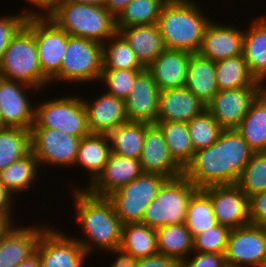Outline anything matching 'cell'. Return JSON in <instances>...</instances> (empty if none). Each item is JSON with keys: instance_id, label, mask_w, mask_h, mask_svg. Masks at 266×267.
I'll list each match as a JSON object with an SVG mask.
<instances>
[{"instance_id": "1", "label": "cell", "mask_w": 266, "mask_h": 267, "mask_svg": "<svg viewBox=\"0 0 266 267\" xmlns=\"http://www.w3.org/2000/svg\"><path fill=\"white\" fill-rule=\"evenodd\" d=\"M75 216L84 239H75L88 255L98 249L118 248L122 226L111 201L107 197L92 195L84 188L74 189ZM86 239V240H85ZM96 249V250H94Z\"/></svg>"}, {"instance_id": "2", "label": "cell", "mask_w": 266, "mask_h": 267, "mask_svg": "<svg viewBox=\"0 0 266 267\" xmlns=\"http://www.w3.org/2000/svg\"><path fill=\"white\" fill-rule=\"evenodd\" d=\"M199 7L193 0L164 3L157 25L165 48L192 54L199 51L205 29L211 21Z\"/></svg>"}, {"instance_id": "3", "label": "cell", "mask_w": 266, "mask_h": 267, "mask_svg": "<svg viewBox=\"0 0 266 267\" xmlns=\"http://www.w3.org/2000/svg\"><path fill=\"white\" fill-rule=\"evenodd\" d=\"M47 16L67 34L100 44L117 32L115 17L104 6L55 0Z\"/></svg>"}, {"instance_id": "4", "label": "cell", "mask_w": 266, "mask_h": 267, "mask_svg": "<svg viewBox=\"0 0 266 267\" xmlns=\"http://www.w3.org/2000/svg\"><path fill=\"white\" fill-rule=\"evenodd\" d=\"M0 77L25 83L37 91L50 85L41 72L34 35L25 25L11 39L2 55Z\"/></svg>"}, {"instance_id": "5", "label": "cell", "mask_w": 266, "mask_h": 267, "mask_svg": "<svg viewBox=\"0 0 266 267\" xmlns=\"http://www.w3.org/2000/svg\"><path fill=\"white\" fill-rule=\"evenodd\" d=\"M197 190L184 175L168 178L146 206L141 223L154 229L185 223L189 199Z\"/></svg>"}, {"instance_id": "6", "label": "cell", "mask_w": 266, "mask_h": 267, "mask_svg": "<svg viewBox=\"0 0 266 267\" xmlns=\"http://www.w3.org/2000/svg\"><path fill=\"white\" fill-rule=\"evenodd\" d=\"M103 70L102 44L68 34V45L60 72L50 81L69 83L99 81Z\"/></svg>"}, {"instance_id": "7", "label": "cell", "mask_w": 266, "mask_h": 267, "mask_svg": "<svg viewBox=\"0 0 266 267\" xmlns=\"http://www.w3.org/2000/svg\"><path fill=\"white\" fill-rule=\"evenodd\" d=\"M31 128H51L83 138L90 132L87 111L82 97L60 96L35 106V120Z\"/></svg>"}, {"instance_id": "8", "label": "cell", "mask_w": 266, "mask_h": 267, "mask_svg": "<svg viewBox=\"0 0 266 267\" xmlns=\"http://www.w3.org/2000/svg\"><path fill=\"white\" fill-rule=\"evenodd\" d=\"M167 179L159 174L142 173L129 184L108 195L107 198L121 223H141L146 206L157 197Z\"/></svg>"}, {"instance_id": "9", "label": "cell", "mask_w": 266, "mask_h": 267, "mask_svg": "<svg viewBox=\"0 0 266 267\" xmlns=\"http://www.w3.org/2000/svg\"><path fill=\"white\" fill-rule=\"evenodd\" d=\"M25 26L34 35L41 72L51 81L60 72L68 34L47 15L28 16Z\"/></svg>"}, {"instance_id": "10", "label": "cell", "mask_w": 266, "mask_h": 267, "mask_svg": "<svg viewBox=\"0 0 266 267\" xmlns=\"http://www.w3.org/2000/svg\"><path fill=\"white\" fill-rule=\"evenodd\" d=\"M31 152L42 167L74 166L81 138L51 128H31Z\"/></svg>"}, {"instance_id": "11", "label": "cell", "mask_w": 266, "mask_h": 267, "mask_svg": "<svg viewBox=\"0 0 266 267\" xmlns=\"http://www.w3.org/2000/svg\"><path fill=\"white\" fill-rule=\"evenodd\" d=\"M61 230L47 227L40 235L36 250L40 267H83L85 249Z\"/></svg>"}, {"instance_id": "12", "label": "cell", "mask_w": 266, "mask_h": 267, "mask_svg": "<svg viewBox=\"0 0 266 267\" xmlns=\"http://www.w3.org/2000/svg\"><path fill=\"white\" fill-rule=\"evenodd\" d=\"M266 252V226L231 229L225 259L230 267H260Z\"/></svg>"}, {"instance_id": "13", "label": "cell", "mask_w": 266, "mask_h": 267, "mask_svg": "<svg viewBox=\"0 0 266 267\" xmlns=\"http://www.w3.org/2000/svg\"><path fill=\"white\" fill-rule=\"evenodd\" d=\"M211 200L217 224L230 230L250 225L249 197L237 184L201 189Z\"/></svg>"}, {"instance_id": "14", "label": "cell", "mask_w": 266, "mask_h": 267, "mask_svg": "<svg viewBox=\"0 0 266 267\" xmlns=\"http://www.w3.org/2000/svg\"><path fill=\"white\" fill-rule=\"evenodd\" d=\"M183 175L198 189L226 185L224 130L216 142L194 153L191 162L183 170Z\"/></svg>"}, {"instance_id": "15", "label": "cell", "mask_w": 266, "mask_h": 267, "mask_svg": "<svg viewBox=\"0 0 266 267\" xmlns=\"http://www.w3.org/2000/svg\"><path fill=\"white\" fill-rule=\"evenodd\" d=\"M264 87H241L219 90L206 104V109L223 130L237 129L252 102Z\"/></svg>"}, {"instance_id": "16", "label": "cell", "mask_w": 266, "mask_h": 267, "mask_svg": "<svg viewBox=\"0 0 266 267\" xmlns=\"http://www.w3.org/2000/svg\"><path fill=\"white\" fill-rule=\"evenodd\" d=\"M26 89L36 88L22 82L0 77L1 127H18L31 130L35 120V105H31Z\"/></svg>"}, {"instance_id": "17", "label": "cell", "mask_w": 266, "mask_h": 267, "mask_svg": "<svg viewBox=\"0 0 266 267\" xmlns=\"http://www.w3.org/2000/svg\"><path fill=\"white\" fill-rule=\"evenodd\" d=\"M160 90L152 75L145 69L135 79L132 91L125 99L128 121L156 124Z\"/></svg>"}, {"instance_id": "18", "label": "cell", "mask_w": 266, "mask_h": 267, "mask_svg": "<svg viewBox=\"0 0 266 267\" xmlns=\"http://www.w3.org/2000/svg\"><path fill=\"white\" fill-rule=\"evenodd\" d=\"M139 161L143 173L159 174L167 178L183 175V169L170 155L163 132L157 124H149L145 129Z\"/></svg>"}, {"instance_id": "19", "label": "cell", "mask_w": 266, "mask_h": 267, "mask_svg": "<svg viewBox=\"0 0 266 267\" xmlns=\"http://www.w3.org/2000/svg\"><path fill=\"white\" fill-rule=\"evenodd\" d=\"M143 173L140 161L111 152L108 162L85 189L92 195L107 197ZM88 187V188H87Z\"/></svg>"}, {"instance_id": "20", "label": "cell", "mask_w": 266, "mask_h": 267, "mask_svg": "<svg viewBox=\"0 0 266 267\" xmlns=\"http://www.w3.org/2000/svg\"><path fill=\"white\" fill-rule=\"evenodd\" d=\"M244 30L234 26L210 21L207 25L199 51L200 56L213 62L242 54Z\"/></svg>"}, {"instance_id": "21", "label": "cell", "mask_w": 266, "mask_h": 267, "mask_svg": "<svg viewBox=\"0 0 266 267\" xmlns=\"http://www.w3.org/2000/svg\"><path fill=\"white\" fill-rule=\"evenodd\" d=\"M42 226H11L0 237V267H17L31 257L41 233L47 228Z\"/></svg>"}, {"instance_id": "22", "label": "cell", "mask_w": 266, "mask_h": 267, "mask_svg": "<svg viewBox=\"0 0 266 267\" xmlns=\"http://www.w3.org/2000/svg\"><path fill=\"white\" fill-rule=\"evenodd\" d=\"M87 111V127L90 133L109 134L117 126L128 122L125 111V100L108 93L91 101L84 99Z\"/></svg>"}, {"instance_id": "23", "label": "cell", "mask_w": 266, "mask_h": 267, "mask_svg": "<svg viewBox=\"0 0 266 267\" xmlns=\"http://www.w3.org/2000/svg\"><path fill=\"white\" fill-rule=\"evenodd\" d=\"M206 110V104L185 86L160 91L157 122H185Z\"/></svg>"}, {"instance_id": "24", "label": "cell", "mask_w": 266, "mask_h": 267, "mask_svg": "<svg viewBox=\"0 0 266 267\" xmlns=\"http://www.w3.org/2000/svg\"><path fill=\"white\" fill-rule=\"evenodd\" d=\"M191 54L183 50L166 48L146 68L160 91L185 86Z\"/></svg>"}, {"instance_id": "25", "label": "cell", "mask_w": 266, "mask_h": 267, "mask_svg": "<svg viewBox=\"0 0 266 267\" xmlns=\"http://www.w3.org/2000/svg\"><path fill=\"white\" fill-rule=\"evenodd\" d=\"M130 45L140 63L147 68L166 48L159 27L132 25L117 31Z\"/></svg>"}, {"instance_id": "26", "label": "cell", "mask_w": 266, "mask_h": 267, "mask_svg": "<svg viewBox=\"0 0 266 267\" xmlns=\"http://www.w3.org/2000/svg\"><path fill=\"white\" fill-rule=\"evenodd\" d=\"M242 55L251 75L258 82L266 83V19L263 16L256 17L244 30Z\"/></svg>"}, {"instance_id": "27", "label": "cell", "mask_w": 266, "mask_h": 267, "mask_svg": "<svg viewBox=\"0 0 266 267\" xmlns=\"http://www.w3.org/2000/svg\"><path fill=\"white\" fill-rule=\"evenodd\" d=\"M185 87L207 104L219 91L215 62L200 56L198 53L191 54Z\"/></svg>"}, {"instance_id": "28", "label": "cell", "mask_w": 266, "mask_h": 267, "mask_svg": "<svg viewBox=\"0 0 266 267\" xmlns=\"http://www.w3.org/2000/svg\"><path fill=\"white\" fill-rule=\"evenodd\" d=\"M111 154L110 140L107 134L89 133L81 138L75 165L87 169L91 184L101 173Z\"/></svg>"}, {"instance_id": "29", "label": "cell", "mask_w": 266, "mask_h": 267, "mask_svg": "<svg viewBox=\"0 0 266 267\" xmlns=\"http://www.w3.org/2000/svg\"><path fill=\"white\" fill-rule=\"evenodd\" d=\"M237 131L254 152H266V90L252 102Z\"/></svg>"}, {"instance_id": "30", "label": "cell", "mask_w": 266, "mask_h": 267, "mask_svg": "<svg viewBox=\"0 0 266 267\" xmlns=\"http://www.w3.org/2000/svg\"><path fill=\"white\" fill-rule=\"evenodd\" d=\"M158 254L176 258L182 263L193 252V236L185 223L156 229Z\"/></svg>"}, {"instance_id": "31", "label": "cell", "mask_w": 266, "mask_h": 267, "mask_svg": "<svg viewBox=\"0 0 266 267\" xmlns=\"http://www.w3.org/2000/svg\"><path fill=\"white\" fill-rule=\"evenodd\" d=\"M253 153L237 129L224 130L226 185L237 184Z\"/></svg>"}, {"instance_id": "32", "label": "cell", "mask_w": 266, "mask_h": 267, "mask_svg": "<svg viewBox=\"0 0 266 267\" xmlns=\"http://www.w3.org/2000/svg\"><path fill=\"white\" fill-rule=\"evenodd\" d=\"M148 123L128 121L117 126L108 134L111 152L139 160L144 145L145 129Z\"/></svg>"}, {"instance_id": "33", "label": "cell", "mask_w": 266, "mask_h": 267, "mask_svg": "<svg viewBox=\"0 0 266 267\" xmlns=\"http://www.w3.org/2000/svg\"><path fill=\"white\" fill-rule=\"evenodd\" d=\"M215 70L219 90L265 87L251 75L242 54L215 62Z\"/></svg>"}, {"instance_id": "34", "label": "cell", "mask_w": 266, "mask_h": 267, "mask_svg": "<svg viewBox=\"0 0 266 267\" xmlns=\"http://www.w3.org/2000/svg\"><path fill=\"white\" fill-rule=\"evenodd\" d=\"M121 249L137 259L158 254L156 229L142 223H128L122 226Z\"/></svg>"}, {"instance_id": "35", "label": "cell", "mask_w": 266, "mask_h": 267, "mask_svg": "<svg viewBox=\"0 0 266 267\" xmlns=\"http://www.w3.org/2000/svg\"><path fill=\"white\" fill-rule=\"evenodd\" d=\"M163 132L170 155L184 170L194 156L189 129L185 122H156Z\"/></svg>"}, {"instance_id": "36", "label": "cell", "mask_w": 266, "mask_h": 267, "mask_svg": "<svg viewBox=\"0 0 266 267\" xmlns=\"http://www.w3.org/2000/svg\"><path fill=\"white\" fill-rule=\"evenodd\" d=\"M39 161L30 152L24 158L0 171V182L14 195L24 192L36 182Z\"/></svg>"}, {"instance_id": "37", "label": "cell", "mask_w": 266, "mask_h": 267, "mask_svg": "<svg viewBox=\"0 0 266 267\" xmlns=\"http://www.w3.org/2000/svg\"><path fill=\"white\" fill-rule=\"evenodd\" d=\"M31 152L30 130L0 127V171Z\"/></svg>"}, {"instance_id": "38", "label": "cell", "mask_w": 266, "mask_h": 267, "mask_svg": "<svg viewBox=\"0 0 266 267\" xmlns=\"http://www.w3.org/2000/svg\"><path fill=\"white\" fill-rule=\"evenodd\" d=\"M102 44L103 70H145L125 39L116 32ZM111 42V43H110ZM110 44V45H109Z\"/></svg>"}, {"instance_id": "39", "label": "cell", "mask_w": 266, "mask_h": 267, "mask_svg": "<svg viewBox=\"0 0 266 267\" xmlns=\"http://www.w3.org/2000/svg\"><path fill=\"white\" fill-rule=\"evenodd\" d=\"M165 2V0H132L115 17L116 30L132 25L156 24Z\"/></svg>"}, {"instance_id": "40", "label": "cell", "mask_w": 266, "mask_h": 267, "mask_svg": "<svg viewBox=\"0 0 266 267\" xmlns=\"http://www.w3.org/2000/svg\"><path fill=\"white\" fill-rule=\"evenodd\" d=\"M185 224L193 237L217 225L211 200L201 189L189 199Z\"/></svg>"}, {"instance_id": "41", "label": "cell", "mask_w": 266, "mask_h": 267, "mask_svg": "<svg viewBox=\"0 0 266 267\" xmlns=\"http://www.w3.org/2000/svg\"><path fill=\"white\" fill-rule=\"evenodd\" d=\"M237 185L248 196L266 191V152H254Z\"/></svg>"}, {"instance_id": "42", "label": "cell", "mask_w": 266, "mask_h": 267, "mask_svg": "<svg viewBox=\"0 0 266 267\" xmlns=\"http://www.w3.org/2000/svg\"><path fill=\"white\" fill-rule=\"evenodd\" d=\"M187 126L195 152L216 142L223 130L207 109L189 121Z\"/></svg>"}, {"instance_id": "43", "label": "cell", "mask_w": 266, "mask_h": 267, "mask_svg": "<svg viewBox=\"0 0 266 267\" xmlns=\"http://www.w3.org/2000/svg\"><path fill=\"white\" fill-rule=\"evenodd\" d=\"M143 70H102L99 81L105 83L107 92L117 98L125 100L132 91V86L136 77Z\"/></svg>"}, {"instance_id": "44", "label": "cell", "mask_w": 266, "mask_h": 267, "mask_svg": "<svg viewBox=\"0 0 266 267\" xmlns=\"http://www.w3.org/2000/svg\"><path fill=\"white\" fill-rule=\"evenodd\" d=\"M230 229L217 224L193 237V251L225 254Z\"/></svg>"}, {"instance_id": "45", "label": "cell", "mask_w": 266, "mask_h": 267, "mask_svg": "<svg viewBox=\"0 0 266 267\" xmlns=\"http://www.w3.org/2000/svg\"><path fill=\"white\" fill-rule=\"evenodd\" d=\"M21 14L3 16L0 18V60L5 50L7 49L11 39L18 33V31L25 25L27 17L31 15H42L41 12L38 13L34 10L25 9ZM31 11V12H29ZM35 12V13H34Z\"/></svg>"}, {"instance_id": "46", "label": "cell", "mask_w": 266, "mask_h": 267, "mask_svg": "<svg viewBox=\"0 0 266 267\" xmlns=\"http://www.w3.org/2000/svg\"><path fill=\"white\" fill-rule=\"evenodd\" d=\"M191 258L187 257L181 267H227L224 254L196 252Z\"/></svg>"}, {"instance_id": "47", "label": "cell", "mask_w": 266, "mask_h": 267, "mask_svg": "<svg viewBox=\"0 0 266 267\" xmlns=\"http://www.w3.org/2000/svg\"><path fill=\"white\" fill-rule=\"evenodd\" d=\"M249 217L252 225L266 226V191L249 197Z\"/></svg>"}, {"instance_id": "48", "label": "cell", "mask_w": 266, "mask_h": 267, "mask_svg": "<svg viewBox=\"0 0 266 267\" xmlns=\"http://www.w3.org/2000/svg\"><path fill=\"white\" fill-rule=\"evenodd\" d=\"M138 267H181V263L176 258L156 254L138 259Z\"/></svg>"}, {"instance_id": "49", "label": "cell", "mask_w": 266, "mask_h": 267, "mask_svg": "<svg viewBox=\"0 0 266 267\" xmlns=\"http://www.w3.org/2000/svg\"><path fill=\"white\" fill-rule=\"evenodd\" d=\"M13 195L1 182H0V215L4 216L11 224L14 225V218L12 216L11 208L13 201ZM13 222V223H12Z\"/></svg>"}, {"instance_id": "50", "label": "cell", "mask_w": 266, "mask_h": 267, "mask_svg": "<svg viewBox=\"0 0 266 267\" xmlns=\"http://www.w3.org/2000/svg\"><path fill=\"white\" fill-rule=\"evenodd\" d=\"M107 252L118 255L115 261H112L111 267H138V259L120 247L107 250Z\"/></svg>"}, {"instance_id": "51", "label": "cell", "mask_w": 266, "mask_h": 267, "mask_svg": "<svg viewBox=\"0 0 266 267\" xmlns=\"http://www.w3.org/2000/svg\"><path fill=\"white\" fill-rule=\"evenodd\" d=\"M132 0H105L104 7L116 17Z\"/></svg>"}, {"instance_id": "52", "label": "cell", "mask_w": 266, "mask_h": 267, "mask_svg": "<svg viewBox=\"0 0 266 267\" xmlns=\"http://www.w3.org/2000/svg\"><path fill=\"white\" fill-rule=\"evenodd\" d=\"M28 3H30V5L35 6L36 8H40L41 11H45L43 12V15H48L50 13V11L53 8L54 5V1L55 0H26Z\"/></svg>"}, {"instance_id": "53", "label": "cell", "mask_w": 266, "mask_h": 267, "mask_svg": "<svg viewBox=\"0 0 266 267\" xmlns=\"http://www.w3.org/2000/svg\"><path fill=\"white\" fill-rule=\"evenodd\" d=\"M17 267H40L39 257L35 252L27 260L22 261Z\"/></svg>"}, {"instance_id": "54", "label": "cell", "mask_w": 266, "mask_h": 267, "mask_svg": "<svg viewBox=\"0 0 266 267\" xmlns=\"http://www.w3.org/2000/svg\"><path fill=\"white\" fill-rule=\"evenodd\" d=\"M10 226L11 223L4 216L0 215V237Z\"/></svg>"}, {"instance_id": "55", "label": "cell", "mask_w": 266, "mask_h": 267, "mask_svg": "<svg viewBox=\"0 0 266 267\" xmlns=\"http://www.w3.org/2000/svg\"><path fill=\"white\" fill-rule=\"evenodd\" d=\"M77 3H88V4H94L99 6H104L105 0H70Z\"/></svg>"}, {"instance_id": "56", "label": "cell", "mask_w": 266, "mask_h": 267, "mask_svg": "<svg viewBox=\"0 0 266 267\" xmlns=\"http://www.w3.org/2000/svg\"><path fill=\"white\" fill-rule=\"evenodd\" d=\"M260 267H266V252L264 254V258H263V261H262Z\"/></svg>"}]
</instances>
